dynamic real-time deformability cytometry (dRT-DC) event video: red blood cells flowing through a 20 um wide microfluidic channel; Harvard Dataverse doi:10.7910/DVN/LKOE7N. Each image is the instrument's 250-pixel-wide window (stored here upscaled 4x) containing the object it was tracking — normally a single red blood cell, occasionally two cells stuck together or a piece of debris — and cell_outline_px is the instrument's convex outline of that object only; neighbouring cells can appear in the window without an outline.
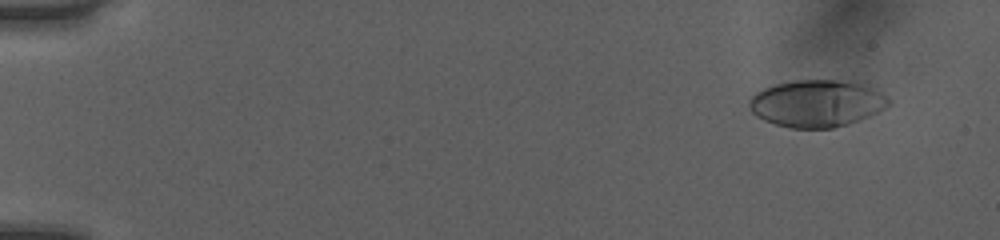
{"species": "human", "species_latin": "Homo sapiens", "temperature_condition": "room temperature", "stored_images_in_passage": 51, "camera_frame_rate_fps": 3000, "um_per_image_px": 0.085, "donor": {"sex": "female"}, "frame": {"image": 1, "passage_image": 4, "time_ms": 1.0, "image_size_px": [1000, 240], "cell_outline_px": [[892, 104], [868, 116], [848, 124], [832, 128], [792, 128], [776, 124], [764, 120], [756, 116], [748, 108], [748, 96], [764, 88], [776, 84], [792, 80], [852, 80], [864, 84], [888, 96], [892, 100]], "centroid_in_image_um": [69.42, 8.77], "position_along_channel_um": 15.6, "area_um2": 38.61}}
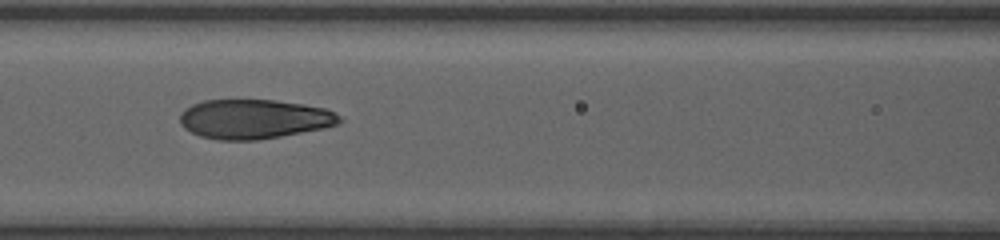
{"frame": {"image": 2, "passage_image": 24, "time_ms": 7.667, "image_size_px": [1000, 240], "cell_outline_px": [[344, 120], [336, 124], [324, 128], [280, 136], [256, 140], [220, 140], [200, 136], [184, 128], [180, 124], [180, 112], [184, 108], [192, 104], [204, 100], [276, 100], [304, 104], [324, 108], [340, 116]], "centroid_in_image_um": [21.57, 10.11], "position_along_channel_um": 145.0, "area_um2": 36.65}}
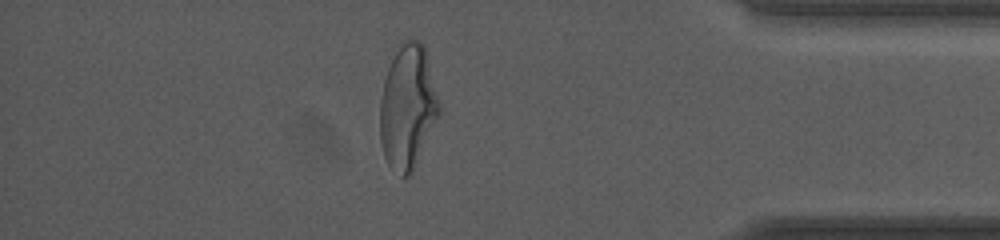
{"frame": {"image": 3, "passage_image": 45, "time_ms": 14.667, "image_size_px": [1000, 240], "cell_outline_px": [[440, 112], [408, 176], [400, 176], [388, 164], [384, 156], [380, 140], [380, 100], [384, 80], [388, 68], [400, 44], [408, 36], [420, 40], [424, 44], [440, 104]], "centroid_in_image_um": [34.63, 9.01], "position_along_channel_um": 400.6, "area_um2": 42.14}, "authors_computed_cell_mechanics": {"area_um2": 37.7434, "velocity_mm_per_s": 4.0523, "shape_relaxation_time_tau1_ms": 7.781, "shape_relaxation_time_tau2_ms": 0.7535, "deformation_change_tau1": 0.2577, "deformation_change_tau2": 0.0703}}